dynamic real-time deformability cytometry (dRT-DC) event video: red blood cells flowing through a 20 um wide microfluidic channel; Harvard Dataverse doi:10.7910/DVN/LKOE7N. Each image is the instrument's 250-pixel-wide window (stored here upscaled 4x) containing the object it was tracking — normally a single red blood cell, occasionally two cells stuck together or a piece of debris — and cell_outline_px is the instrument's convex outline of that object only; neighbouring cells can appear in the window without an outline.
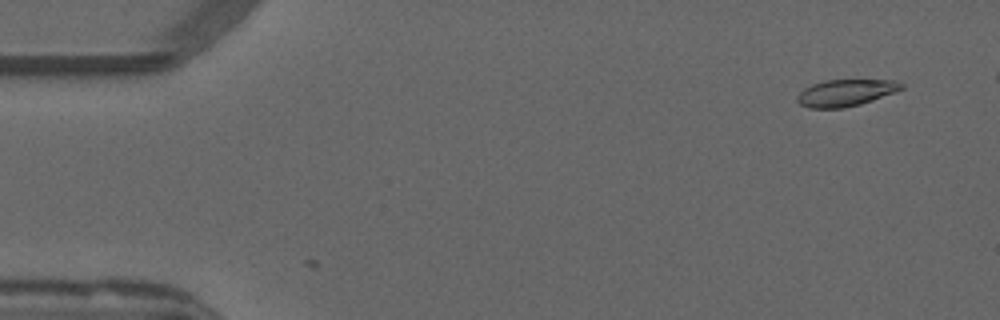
{"species": "common noctule bat (a hibernating species)", "species_latin": "Nyctalus noctula", "temperature_condition": "warm", "stored_images_in_passage": 4, "camera_frame_rate_fps": 3000, "um_per_image_px": 0.085, "animal": {"sex": "male", "forearm_length_mm": 52.5}, "frame": {"image": 1, "passage_image": 4, "time_ms": 1.0, "image_size_px": [1000, 320], "cell_outline_px": [[904, 88], [872, 100], [860, 104], [844, 108], [808, 108], [800, 104], [796, 100], [796, 96], [804, 88], [812, 84], [824, 80], [896, 80], [904, 84]], "centroid_in_image_um": [71.85, 7.88], "position_along_channel_um": 13.1, "area_um2": 16.24}}